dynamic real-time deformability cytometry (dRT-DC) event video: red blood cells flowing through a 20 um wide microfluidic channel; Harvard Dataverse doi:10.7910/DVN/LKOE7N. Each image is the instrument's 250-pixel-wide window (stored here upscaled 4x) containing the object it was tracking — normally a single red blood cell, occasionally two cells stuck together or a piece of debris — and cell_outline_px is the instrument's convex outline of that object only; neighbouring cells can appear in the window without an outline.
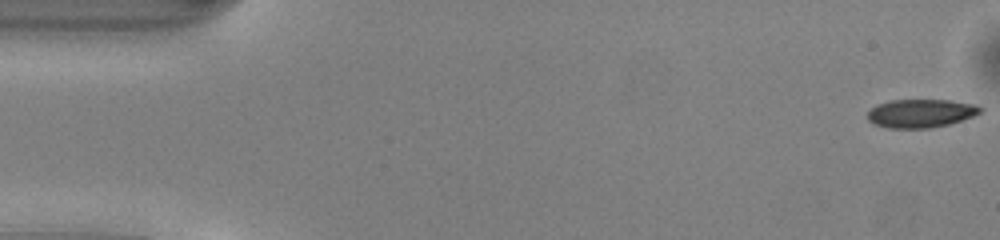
{"species": "common noctule bat (a hibernating species)", "species_latin": "Nyctalus noctula", "temperature_condition": "warm", "stored_images_in_passage": 49, "camera_frame_rate_fps": 3000, "um_per_image_px": 0.085, "animal": {"sex": "male", "body_mass_g": 13.0, "forearm_length_mm": 53.1}, "frame": {"image": 1, "passage_image": 1, "time_ms": 0.0, "image_size_px": [1000, 240], "cell_outline_px": [[976, 112], [956, 120], [940, 124], [884, 124], [876, 120], [872, 116], [872, 112], [876, 108], [888, 104], [908, 100], [924, 100], [960, 104], [976, 108]], "centroid_in_image_um": [78.29, 9.56], "position_along_channel_um": 6.7, "area_um2": 14.05}}
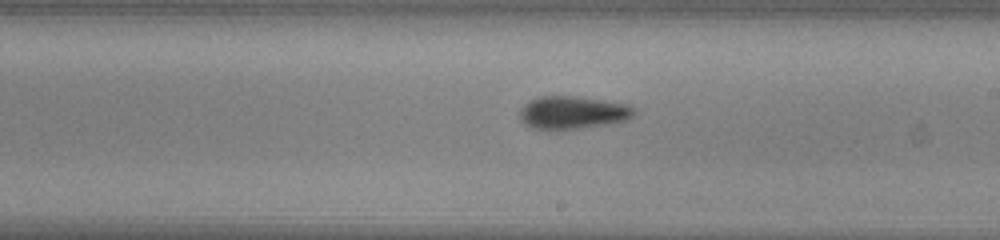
{"frame": {"image": 2, "passage_image": 28, "time_ms": 9.0, "image_size_px": [1000, 240], "cell_outline_px": [[624, 112], [616, 116], [592, 120], [560, 124], [544, 124], [536, 120], [528, 112], [536, 104], [588, 104], [620, 108]], "centroid_in_image_um": [48.58, 9.6], "position_along_channel_um": 240.4, "area_um2": 10.35}}
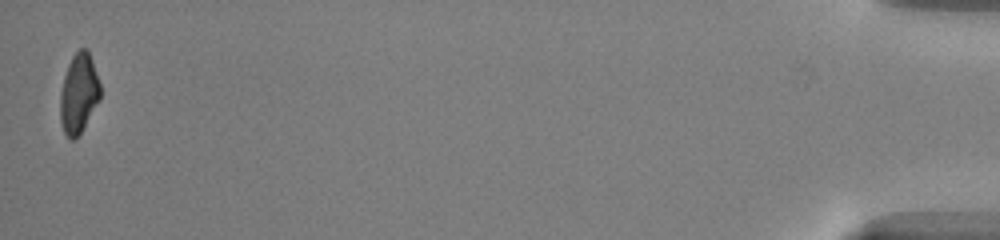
{"frame": {"image": 3, "passage_image": 49, "time_ms": 16.0, "image_size_px": [1000, 240], "cell_outline_px": [[100, 96], [76, 136], [68, 136], [64, 128], [64, 88], [68, 72], [72, 60], [80, 52], [84, 52], [88, 56], [100, 88]], "centroid_in_image_um": [6.76, 7.97], "position_along_channel_um": 428.4, "area_um2": 15.03}}